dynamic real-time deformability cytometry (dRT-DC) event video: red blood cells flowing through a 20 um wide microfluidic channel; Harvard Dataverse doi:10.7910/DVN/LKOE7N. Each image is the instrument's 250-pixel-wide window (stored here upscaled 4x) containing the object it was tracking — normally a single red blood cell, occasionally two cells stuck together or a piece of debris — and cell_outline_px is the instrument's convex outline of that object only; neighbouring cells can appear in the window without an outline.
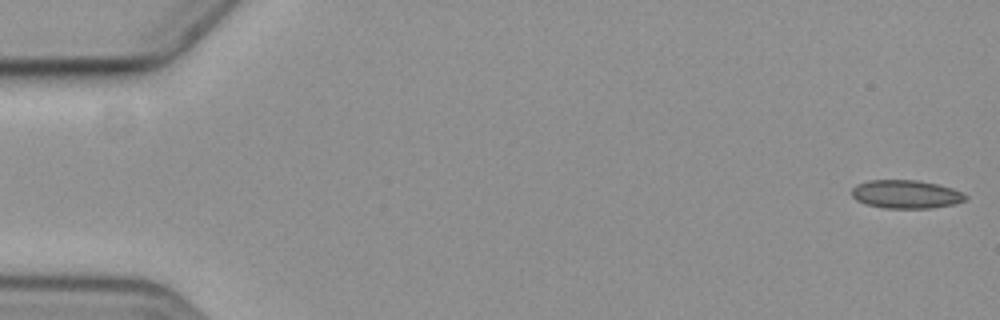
{"species": "common noctule bat (a hibernating species)", "species_latin": "Nyctalus noctula", "temperature_condition": "cold", "stored_images_in_passage": 6, "camera_frame_rate_fps": 3000, "um_per_image_px": 0.085, "animal": {"sex": "female", "body_mass_g": 19.3, "forearm_length_mm": 54.1}, "frame": {"image": 1, "passage_image": 1, "time_ms": 0.0, "image_size_px": [1000, 320], "cell_outline_px": [[968, 196], [964, 200], [952, 204], [928, 208], [884, 208], [864, 204], [856, 200], [852, 196], [852, 188], [856, 184], [868, 180], [916, 180], [936, 184], [952, 188], [964, 192]], "centroid_in_image_um": [76.97, 16.5], "position_along_channel_um": 8.0, "area_um2": 18.79}}